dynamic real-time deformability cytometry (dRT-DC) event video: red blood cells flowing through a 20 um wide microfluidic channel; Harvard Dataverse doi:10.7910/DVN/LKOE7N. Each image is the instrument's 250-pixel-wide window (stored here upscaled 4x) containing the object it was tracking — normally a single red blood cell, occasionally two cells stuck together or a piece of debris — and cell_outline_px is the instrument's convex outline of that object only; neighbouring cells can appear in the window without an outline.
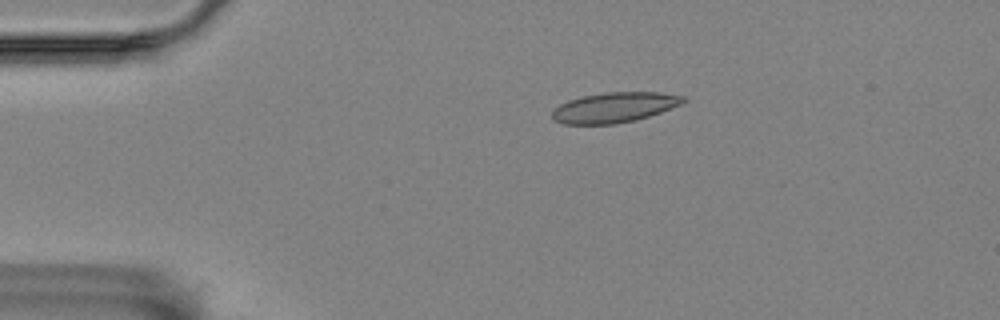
{"species": "Egyptian fruit bat (a non-hibernating species)", "species_latin": "Rousettus aegyptiacus", "temperature_condition": "room temperature", "stored_images_in_passage": 7, "camera_frame_rate_fps": 3000, "um_per_image_px": 0.085, "animal": {"sex": "female"}, "frame": {"image": 1, "passage_image": 2, "time_ms": 0.333, "image_size_px": [1000, 320], "cell_outline_px": [[688, 100], [684, 104], [636, 120], [616, 124], [564, 124], [552, 120], [552, 112], [560, 104], [568, 100], [584, 96], [608, 92], [660, 92], [684, 96]], "centroid_in_image_um": [52.26, 9.13], "position_along_channel_um": 32.7, "area_um2": 23.12}}
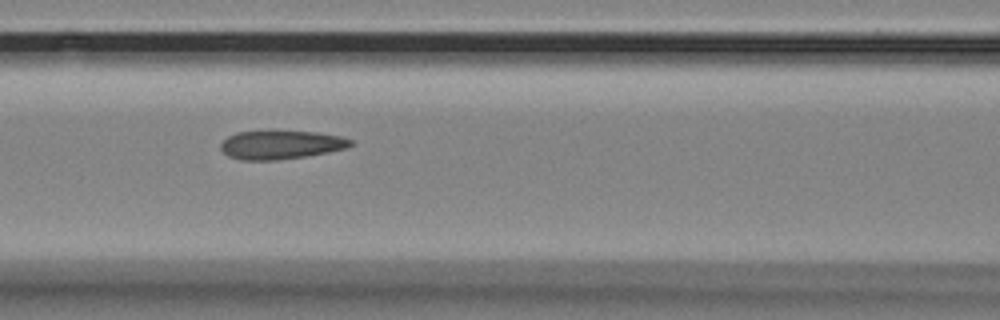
{"frame": {"image": 2, "passage_image": 6, "time_ms": 1.667, "image_size_px": [1000, 320], "cell_outline_px": [[352, 144], [348, 148], [328, 152], [304, 156], [276, 160], [244, 160], [228, 156], [220, 148], [220, 144], [228, 136], [236, 132], [268, 128], [276, 128], [316, 132], [340, 136], [352, 140]], "centroid_in_image_um": [23.84, 12.25], "position_along_channel_um": 142.8, "area_um2": 22.54}}
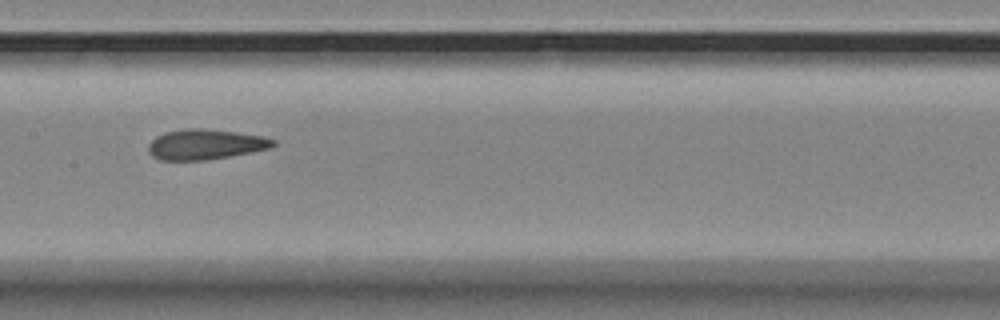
{"frame": {"image": 3, "passage_image": 7, "time_ms": 2.0, "image_size_px": [1000, 320], "cell_outline_px": [[276, 144], [268, 148], [252, 152], [204, 160], [160, 160], [152, 156], [148, 152], [148, 144], [156, 136], [164, 132], [184, 128], [200, 128], [236, 132], [264, 136], [276, 140]], "centroid_in_image_um": [17.43, 12.26], "position_along_channel_um": 190.0, "area_um2": 22.02}}